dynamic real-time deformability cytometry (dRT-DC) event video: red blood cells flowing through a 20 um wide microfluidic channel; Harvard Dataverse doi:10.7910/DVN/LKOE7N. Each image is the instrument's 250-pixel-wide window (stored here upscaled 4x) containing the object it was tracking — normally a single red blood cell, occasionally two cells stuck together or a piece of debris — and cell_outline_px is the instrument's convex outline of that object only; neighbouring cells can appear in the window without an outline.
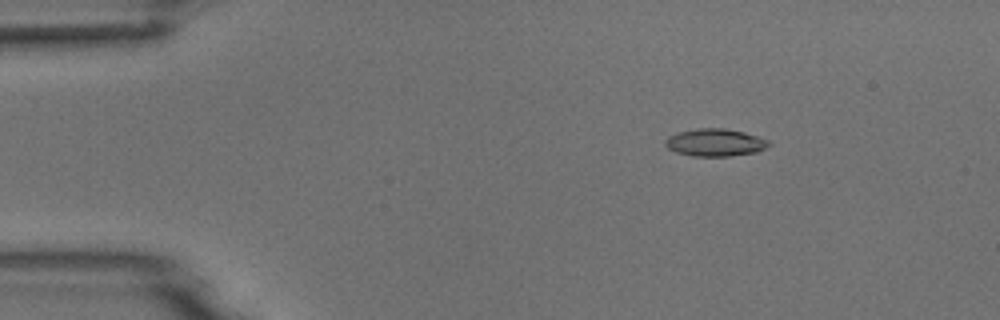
{"species": "common noctule bat (a hibernating species)", "species_latin": "Nyctalus noctula", "temperature_condition": "room temperature", "stored_images_in_passage": 8, "camera_frame_rate_fps": 3000, "um_per_image_px": 0.085, "animal": {"sex": "male", "body_mass_g": 18.8}, "frame": {"image": 1, "passage_image": 3, "time_ms": 2.333, "image_size_px": [1000, 320], "cell_outline_px": [[772, 144], [756, 152], [728, 156], [692, 156], [676, 152], [668, 148], [664, 144], [664, 140], [668, 136], [680, 132], [700, 128], [724, 128], [744, 132], [768, 140]], "centroid_in_image_um": [60.77, 12.11], "position_along_channel_um": 24.2, "area_um2": 16.47}}
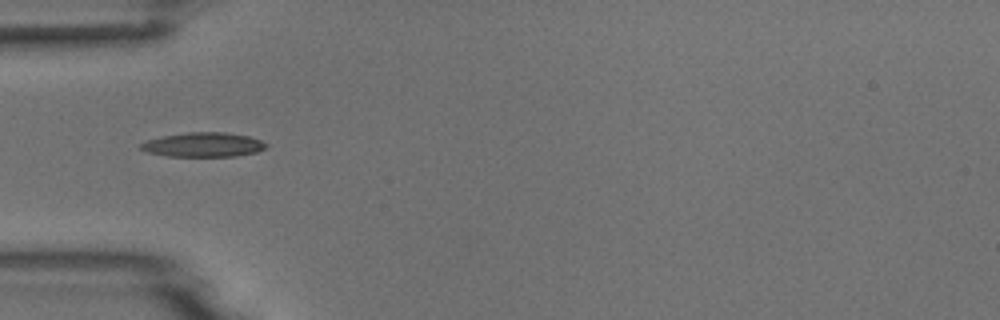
{"frame": {"image": 2, "passage_image": 5, "time_ms": 5.333, "image_size_px": [1000, 320], "cell_outline_px": [[268, 148], [256, 152], [236, 156], [168, 156], [148, 152], [140, 148], [140, 144], [148, 140], [164, 136], [188, 132], [224, 132], [248, 136], [260, 140], [268, 144]], "centroid_in_image_um": [17.33, 12.3], "position_along_channel_um": 67.7, "area_um2": 17.69}}